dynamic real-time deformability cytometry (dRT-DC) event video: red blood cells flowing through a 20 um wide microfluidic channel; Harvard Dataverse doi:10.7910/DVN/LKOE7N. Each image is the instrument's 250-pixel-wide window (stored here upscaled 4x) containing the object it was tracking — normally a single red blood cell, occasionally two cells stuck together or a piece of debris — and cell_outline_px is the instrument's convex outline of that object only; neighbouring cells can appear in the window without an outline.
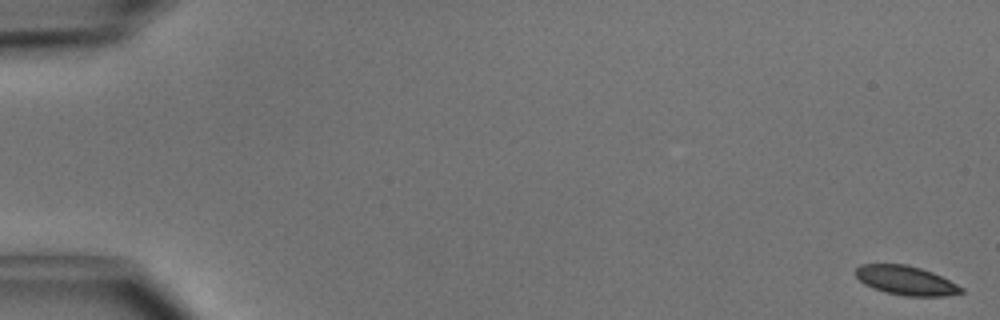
{"species": "common noctule bat (a hibernating species)", "species_latin": "Nyctalus noctula", "temperature_condition": "cold", "stored_images_in_passage": 10, "camera_frame_rate_fps": 3000, "um_per_image_px": 0.085, "animal": {"sex": "male", "body_mass_g": 15.6}, "frame": {"image": 1, "passage_image": 1, "time_ms": 0.0, "image_size_px": [1000, 320], "cell_outline_px": [[964, 292], [944, 296], [904, 296], [884, 292], [872, 288], [864, 284], [852, 272], [860, 264], [908, 264], [932, 272], [964, 288]], "centroid_in_image_um": [76.96, 23.84], "position_along_channel_um": 8.0, "area_um2": 18.03}}